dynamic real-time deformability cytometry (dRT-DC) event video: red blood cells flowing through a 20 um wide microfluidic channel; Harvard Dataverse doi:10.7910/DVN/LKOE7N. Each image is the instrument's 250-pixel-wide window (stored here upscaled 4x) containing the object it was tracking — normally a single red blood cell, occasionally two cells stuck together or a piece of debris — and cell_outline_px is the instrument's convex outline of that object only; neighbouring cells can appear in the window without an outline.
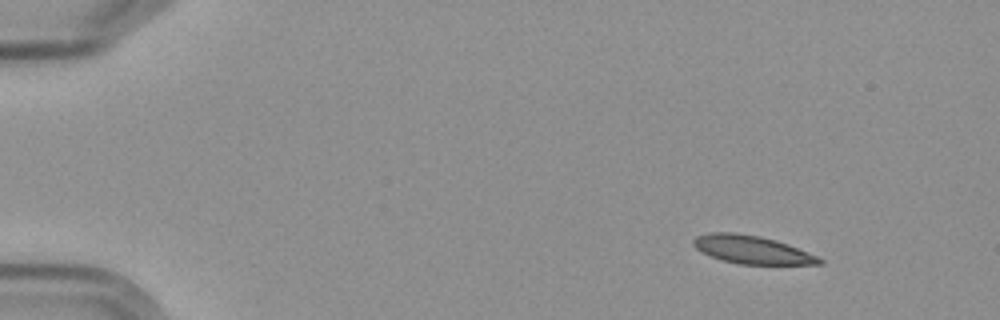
{"species": "Egyptian fruit bat (a non-hibernating species)", "species_latin": "Rousettus aegyptiacus", "temperature_condition": "cold", "stored_images_in_passage": 4, "camera_frame_rate_fps": 3000, "um_per_image_px": 0.085, "frame": {"image": 1, "passage_image": 1, "time_ms": 0.0, "image_size_px": [1000, 320], "cell_outline_px": [[824, 264], [740, 264], [720, 260], [696, 248], [692, 244], [692, 240], [696, 236], [712, 232], [736, 232], [760, 236], [776, 240], [788, 244], [816, 256], [824, 260]], "centroid_in_image_um": [63.9, 21.21], "position_along_channel_um": 21.1, "area_um2": 20.52}}
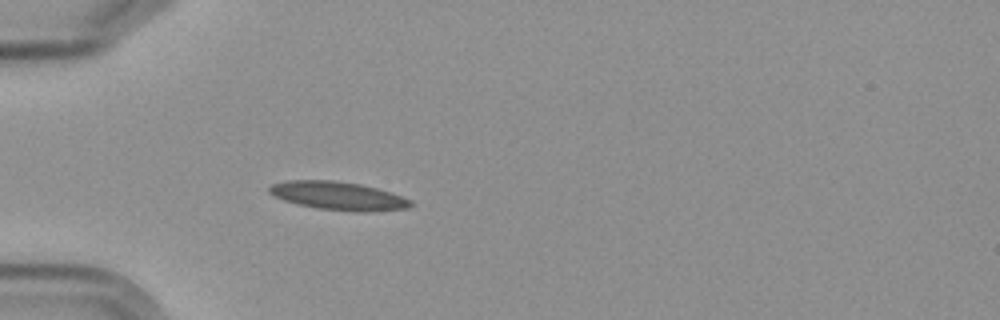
{"frame": {"image": 2, "passage_image": 4, "time_ms": 3.667, "image_size_px": [1000, 320], "cell_outline_px": [[412, 204], [408, 208], [364, 212], [360, 212], [320, 208], [296, 204], [272, 196], [268, 192], [268, 188], [272, 184], [284, 180], [332, 180], [360, 184], [392, 192], [412, 200]], "centroid_in_image_um": [28.72, 16.63], "position_along_channel_um": 56.3, "area_um2": 23.35}}